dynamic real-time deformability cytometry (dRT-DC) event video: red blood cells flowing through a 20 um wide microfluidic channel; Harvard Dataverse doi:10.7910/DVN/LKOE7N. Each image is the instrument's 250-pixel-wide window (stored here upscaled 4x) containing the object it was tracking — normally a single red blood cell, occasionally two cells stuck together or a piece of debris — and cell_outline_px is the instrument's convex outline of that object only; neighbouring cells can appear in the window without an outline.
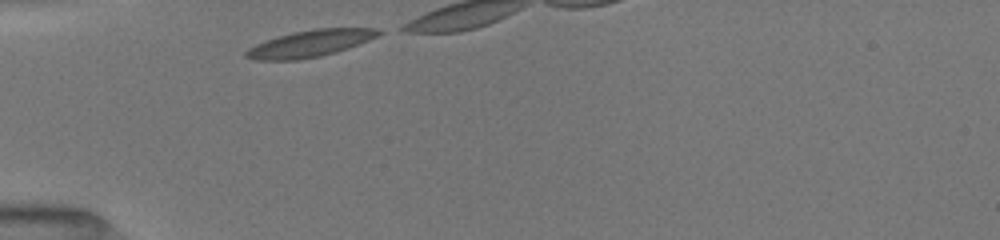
{"species": "common noctule bat (a hibernating species)", "species_latin": "Nyctalus noctula", "temperature_condition": "room temperature", "stored_images_in_passage": 7, "camera_frame_rate_fps": 3000, "um_per_image_px": 0.085, "animal": {"sex": "female", "body_mass_g": 19.5, "forearm_length_mm": 54.1}, "frame": {"image": 1, "passage_image": 1, "time_ms": 0.0, "image_size_px": [1000, 240], "cell_outline_px": [[384, 32], [368, 40], [348, 48], [336, 52], [320, 56], [296, 60], [256, 60], [244, 56], [244, 52], [248, 48], [256, 44], [292, 32], [316, 28], [376, 28]], "centroid_in_image_um": [26.35, 3.7], "position_along_channel_um": 58.6, "area_um2": 20.46}}
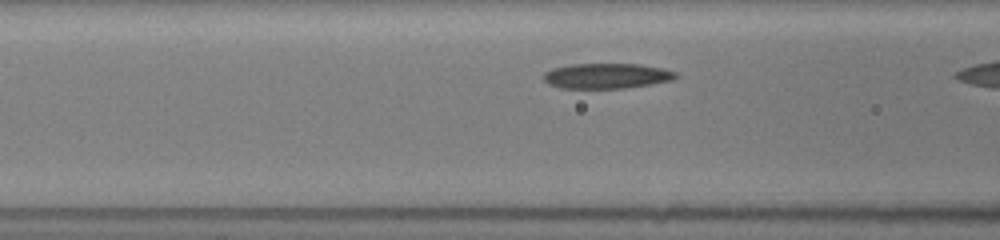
{"frame": {"image": 2, "passage_image": 6, "time_ms": 1.667, "image_size_px": [1000, 240], "cell_outline_px": [[680, 76], [672, 80], [652, 84], [624, 88], [560, 88], [548, 84], [544, 80], [544, 72], [552, 68], [568, 64], [640, 64], [664, 68], [676, 72]], "centroid_in_image_um": [51.58, 6.44], "position_along_channel_um": 115.0, "area_um2": 19.65}}